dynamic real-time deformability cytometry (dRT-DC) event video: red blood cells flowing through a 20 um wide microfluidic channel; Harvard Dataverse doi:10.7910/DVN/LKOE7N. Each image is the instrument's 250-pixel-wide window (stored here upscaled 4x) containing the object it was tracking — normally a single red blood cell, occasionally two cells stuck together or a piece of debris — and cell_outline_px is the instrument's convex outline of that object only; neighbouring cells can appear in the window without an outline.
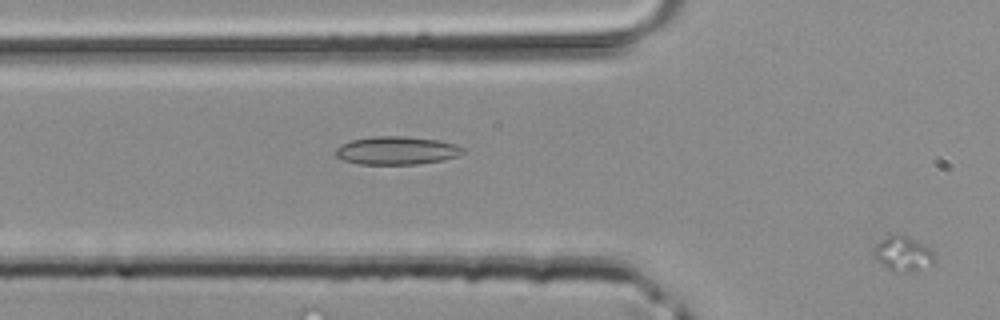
{"species": "common noctule bat (a hibernating species)", "species_latin": "Nyctalus noctula", "temperature_condition": "room temperature", "stored_images_in_passage": 5, "camera_frame_rate_fps": 3000, "um_per_image_px": 0.085, "animal": {"sex": "male", "body_mass_g": 20.4}, "frame": {"image": 1, "passage_image": 5, "time_ms": 1.333, "image_size_px": [1000, 320], "cell_outline_px": [[936, 260], [932, 264], [916, 272], [912, 272], [888, 268], [876, 260], [872, 256], [872, 248], [880, 240], [896, 232], [908, 236], [928, 248], [932, 252]], "centroid_in_image_um": [76.72, 21.54], "position_along_channel_um": 49.1, "area_um2": 12.31}}